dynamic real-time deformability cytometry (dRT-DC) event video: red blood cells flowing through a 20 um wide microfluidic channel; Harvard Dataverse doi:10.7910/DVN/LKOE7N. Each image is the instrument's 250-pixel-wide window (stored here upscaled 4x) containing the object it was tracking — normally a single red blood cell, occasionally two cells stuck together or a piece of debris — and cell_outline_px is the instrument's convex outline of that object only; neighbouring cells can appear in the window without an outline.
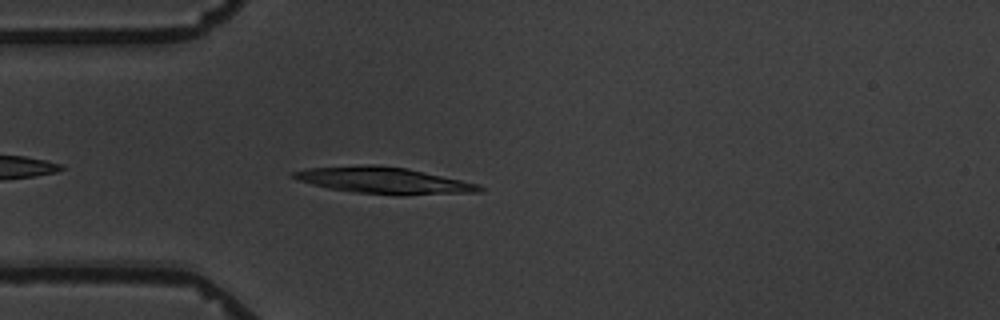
{"species": "common noctule bat (a hibernating species)", "species_latin": "Nyctalus noctula", "temperature_condition": "warm", "stored_images_in_passage": 4, "camera_frame_rate_fps": 3000, "um_per_image_px": 0.085, "animal": {"sex": "male", "body_mass_g": 19.5, "forearm_length_mm": 54.6}, "frame": {"image": 1, "passage_image": 4, "time_ms": 3.333, "image_size_px": [1000, 320], "cell_outline_px": [[484, 192], [400, 196], [356, 192], [328, 188], [312, 184], [288, 176], [292, 172], [304, 168], [372, 164], [376, 164], [408, 168], [480, 184], [484, 188]], "centroid_in_image_um": [32.67, 15.34], "position_along_channel_um": 52.3, "area_um2": 29.19}}